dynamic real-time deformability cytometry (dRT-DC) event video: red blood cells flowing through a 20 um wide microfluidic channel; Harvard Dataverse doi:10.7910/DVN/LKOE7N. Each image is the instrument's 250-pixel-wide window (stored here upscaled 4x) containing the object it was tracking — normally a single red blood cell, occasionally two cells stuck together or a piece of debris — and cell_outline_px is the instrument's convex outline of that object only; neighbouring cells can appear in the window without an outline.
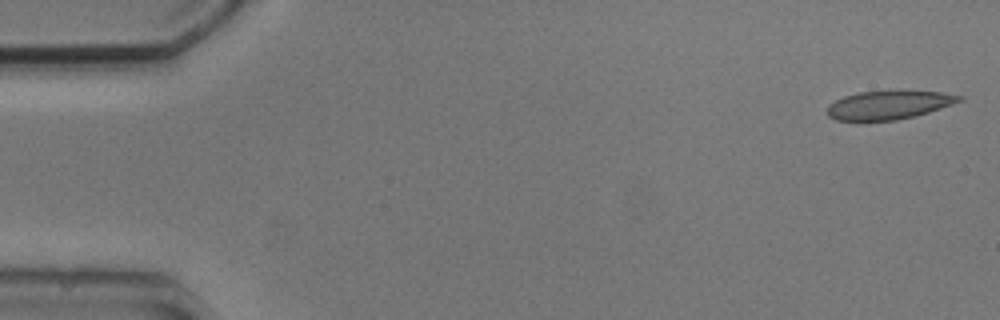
{"species": "common noctule bat (a hibernating species)", "species_latin": "Nyctalus noctula", "temperature_condition": "cold", "stored_images_in_passage": 4, "camera_frame_rate_fps": 3000, "um_per_image_px": 0.085, "animal": {"sex": "male", "body_mass_g": 20.5, "forearm_length_mm": 52.5}, "frame": {"image": 1, "passage_image": 1, "time_ms": 0.0, "image_size_px": [1000, 320], "cell_outline_px": [[964, 100], [916, 116], [896, 120], [836, 120], [828, 116], [828, 104], [844, 96], [860, 92], [940, 92], [964, 96]], "centroid_in_image_um": [75.55, 8.94], "position_along_channel_um": 9.5, "area_um2": 21.44}}